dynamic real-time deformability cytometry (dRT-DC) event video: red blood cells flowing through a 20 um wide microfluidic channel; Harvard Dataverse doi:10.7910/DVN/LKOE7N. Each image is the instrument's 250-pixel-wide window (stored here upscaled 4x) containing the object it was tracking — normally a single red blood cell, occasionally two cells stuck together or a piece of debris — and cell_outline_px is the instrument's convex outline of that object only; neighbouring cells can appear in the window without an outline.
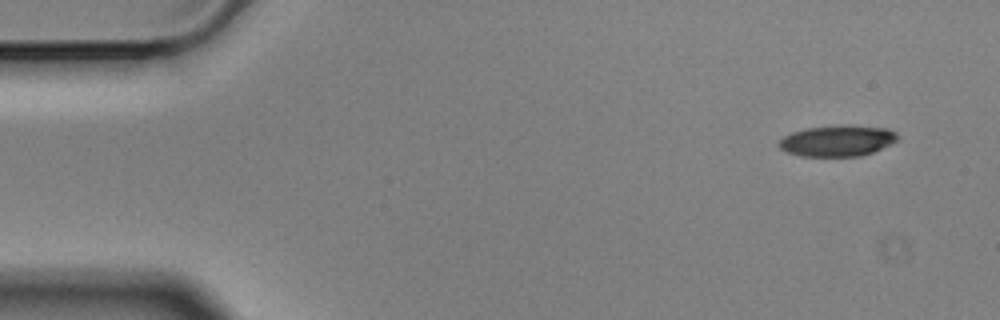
{"species": "Egyptian fruit bat (a non-hibernating species)", "species_latin": "Rousettus aegyptiacus", "temperature_condition": "cold", "stored_images_in_passage": 3, "camera_frame_rate_fps": 3000, "um_per_image_px": 0.085, "animal": {"sex": "male"}, "frame": {"image": 1, "passage_image": 1, "time_ms": 0.0, "image_size_px": [1000, 320], "cell_outline_px": [[900, 140], [872, 152], [860, 156], [800, 156], [788, 152], [780, 148], [776, 144], [784, 136], [792, 132], [808, 128], [888, 128], [896, 132], [900, 136]], "centroid_in_image_um": [71.18, 12.02], "position_along_channel_um": 13.8, "area_um2": 20.52}}